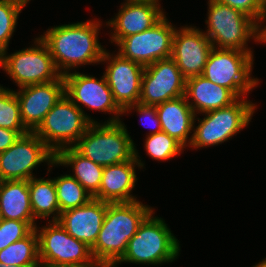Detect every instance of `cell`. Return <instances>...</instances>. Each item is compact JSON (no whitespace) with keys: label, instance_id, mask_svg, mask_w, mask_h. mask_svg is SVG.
Segmentation results:
<instances>
[{"label":"cell","instance_id":"17","mask_svg":"<svg viewBox=\"0 0 266 267\" xmlns=\"http://www.w3.org/2000/svg\"><path fill=\"white\" fill-rule=\"evenodd\" d=\"M15 94L20 104L23 124L29 132H34L65 94L63 76L55 81L20 87L15 90Z\"/></svg>","mask_w":266,"mask_h":267},{"label":"cell","instance_id":"27","mask_svg":"<svg viewBox=\"0 0 266 267\" xmlns=\"http://www.w3.org/2000/svg\"><path fill=\"white\" fill-rule=\"evenodd\" d=\"M60 213L88 203L93 197L70 174L54 177Z\"/></svg>","mask_w":266,"mask_h":267},{"label":"cell","instance_id":"34","mask_svg":"<svg viewBox=\"0 0 266 267\" xmlns=\"http://www.w3.org/2000/svg\"><path fill=\"white\" fill-rule=\"evenodd\" d=\"M19 137L16 131L0 128V152L6 151Z\"/></svg>","mask_w":266,"mask_h":267},{"label":"cell","instance_id":"10","mask_svg":"<svg viewBox=\"0 0 266 267\" xmlns=\"http://www.w3.org/2000/svg\"><path fill=\"white\" fill-rule=\"evenodd\" d=\"M42 163H47L50 172L52 167L57 166L55 153L34 132H28L6 151L0 152V181L36 177L33 170Z\"/></svg>","mask_w":266,"mask_h":267},{"label":"cell","instance_id":"25","mask_svg":"<svg viewBox=\"0 0 266 267\" xmlns=\"http://www.w3.org/2000/svg\"><path fill=\"white\" fill-rule=\"evenodd\" d=\"M28 188L34 218L57 221L60 209L54 178L33 177L28 180Z\"/></svg>","mask_w":266,"mask_h":267},{"label":"cell","instance_id":"40","mask_svg":"<svg viewBox=\"0 0 266 267\" xmlns=\"http://www.w3.org/2000/svg\"><path fill=\"white\" fill-rule=\"evenodd\" d=\"M263 267H266V258H263Z\"/></svg>","mask_w":266,"mask_h":267},{"label":"cell","instance_id":"20","mask_svg":"<svg viewBox=\"0 0 266 267\" xmlns=\"http://www.w3.org/2000/svg\"><path fill=\"white\" fill-rule=\"evenodd\" d=\"M107 202L92 198L88 203L60 213L58 222L66 232L92 247L106 215Z\"/></svg>","mask_w":266,"mask_h":267},{"label":"cell","instance_id":"36","mask_svg":"<svg viewBox=\"0 0 266 267\" xmlns=\"http://www.w3.org/2000/svg\"><path fill=\"white\" fill-rule=\"evenodd\" d=\"M53 267H101L99 264H64Z\"/></svg>","mask_w":266,"mask_h":267},{"label":"cell","instance_id":"22","mask_svg":"<svg viewBox=\"0 0 266 267\" xmlns=\"http://www.w3.org/2000/svg\"><path fill=\"white\" fill-rule=\"evenodd\" d=\"M161 130L175 138L185 148L190 145L195 113L185 96L155 106ZM191 135V136H190Z\"/></svg>","mask_w":266,"mask_h":267},{"label":"cell","instance_id":"30","mask_svg":"<svg viewBox=\"0 0 266 267\" xmlns=\"http://www.w3.org/2000/svg\"><path fill=\"white\" fill-rule=\"evenodd\" d=\"M31 0H0V54L8 50L19 14Z\"/></svg>","mask_w":266,"mask_h":267},{"label":"cell","instance_id":"14","mask_svg":"<svg viewBox=\"0 0 266 267\" xmlns=\"http://www.w3.org/2000/svg\"><path fill=\"white\" fill-rule=\"evenodd\" d=\"M186 78L170 57L145 67L141 80L139 103L156 106L184 96Z\"/></svg>","mask_w":266,"mask_h":267},{"label":"cell","instance_id":"29","mask_svg":"<svg viewBox=\"0 0 266 267\" xmlns=\"http://www.w3.org/2000/svg\"><path fill=\"white\" fill-rule=\"evenodd\" d=\"M144 147L146 155L155 161H168L183 153L186 149L175 138L161 131L155 134H146Z\"/></svg>","mask_w":266,"mask_h":267},{"label":"cell","instance_id":"9","mask_svg":"<svg viewBox=\"0 0 266 267\" xmlns=\"http://www.w3.org/2000/svg\"><path fill=\"white\" fill-rule=\"evenodd\" d=\"M90 125L82 110L64 94L34 133L56 154L73 147Z\"/></svg>","mask_w":266,"mask_h":267},{"label":"cell","instance_id":"21","mask_svg":"<svg viewBox=\"0 0 266 267\" xmlns=\"http://www.w3.org/2000/svg\"><path fill=\"white\" fill-rule=\"evenodd\" d=\"M184 96L195 115L227 107L238 99L229 89L203 75L186 79Z\"/></svg>","mask_w":266,"mask_h":267},{"label":"cell","instance_id":"37","mask_svg":"<svg viewBox=\"0 0 266 267\" xmlns=\"http://www.w3.org/2000/svg\"><path fill=\"white\" fill-rule=\"evenodd\" d=\"M154 0H125L124 3H138V2H148Z\"/></svg>","mask_w":266,"mask_h":267},{"label":"cell","instance_id":"31","mask_svg":"<svg viewBox=\"0 0 266 267\" xmlns=\"http://www.w3.org/2000/svg\"><path fill=\"white\" fill-rule=\"evenodd\" d=\"M34 229L24 221L1 219L0 251L28 236Z\"/></svg>","mask_w":266,"mask_h":267},{"label":"cell","instance_id":"19","mask_svg":"<svg viewBox=\"0 0 266 267\" xmlns=\"http://www.w3.org/2000/svg\"><path fill=\"white\" fill-rule=\"evenodd\" d=\"M135 146V156L124 163L105 166L99 192L93 197L108 203L133 202L138 200L132 191L138 180L136 168H145V162ZM137 166V167H136Z\"/></svg>","mask_w":266,"mask_h":267},{"label":"cell","instance_id":"5","mask_svg":"<svg viewBox=\"0 0 266 267\" xmlns=\"http://www.w3.org/2000/svg\"><path fill=\"white\" fill-rule=\"evenodd\" d=\"M256 106L247 97H242L227 107L203 113L202 119L195 115L193 136L188 147L196 150L217 146L230 140L246 126L248 127L257 109ZM196 121H198L197 126Z\"/></svg>","mask_w":266,"mask_h":267},{"label":"cell","instance_id":"24","mask_svg":"<svg viewBox=\"0 0 266 267\" xmlns=\"http://www.w3.org/2000/svg\"><path fill=\"white\" fill-rule=\"evenodd\" d=\"M57 167L66 166L72 169L74 177L94 197L102 181L104 167L81 155L74 147H66L55 154Z\"/></svg>","mask_w":266,"mask_h":267},{"label":"cell","instance_id":"13","mask_svg":"<svg viewBox=\"0 0 266 267\" xmlns=\"http://www.w3.org/2000/svg\"><path fill=\"white\" fill-rule=\"evenodd\" d=\"M176 28L165 15L152 28L121 39L118 53L144 67L170 58Z\"/></svg>","mask_w":266,"mask_h":267},{"label":"cell","instance_id":"16","mask_svg":"<svg viewBox=\"0 0 266 267\" xmlns=\"http://www.w3.org/2000/svg\"><path fill=\"white\" fill-rule=\"evenodd\" d=\"M213 46L204 31L196 26L176 28L173 36L172 56L177 67L188 79L202 75Z\"/></svg>","mask_w":266,"mask_h":267},{"label":"cell","instance_id":"8","mask_svg":"<svg viewBox=\"0 0 266 267\" xmlns=\"http://www.w3.org/2000/svg\"><path fill=\"white\" fill-rule=\"evenodd\" d=\"M33 46L8 54H0V67L20 88L58 80L62 75L57 70L46 44L36 37Z\"/></svg>","mask_w":266,"mask_h":267},{"label":"cell","instance_id":"2","mask_svg":"<svg viewBox=\"0 0 266 267\" xmlns=\"http://www.w3.org/2000/svg\"><path fill=\"white\" fill-rule=\"evenodd\" d=\"M155 210L141 201L108 203L106 215L95 244L94 260L101 267H113L125 254L129 240L144 219Z\"/></svg>","mask_w":266,"mask_h":267},{"label":"cell","instance_id":"6","mask_svg":"<svg viewBox=\"0 0 266 267\" xmlns=\"http://www.w3.org/2000/svg\"><path fill=\"white\" fill-rule=\"evenodd\" d=\"M205 23L207 30L204 34L214 48L254 52L248 47V42L253 39L259 43V24L239 10L216 0H208Z\"/></svg>","mask_w":266,"mask_h":267},{"label":"cell","instance_id":"33","mask_svg":"<svg viewBox=\"0 0 266 267\" xmlns=\"http://www.w3.org/2000/svg\"><path fill=\"white\" fill-rule=\"evenodd\" d=\"M132 110L136 111V113L138 112V115L140 116V121L143 125H146V127H150L151 129L149 130V133L147 134H155L158 132H161V123L159 121V117L156 111L155 106H151V105H144L141 103H137L135 105H130L127 106L123 109L122 114H130L132 112ZM148 121V123H147ZM147 124H144V123Z\"/></svg>","mask_w":266,"mask_h":267},{"label":"cell","instance_id":"28","mask_svg":"<svg viewBox=\"0 0 266 267\" xmlns=\"http://www.w3.org/2000/svg\"><path fill=\"white\" fill-rule=\"evenodd\" d=\"M0 128L16 131L20 136L28 133L20 111V104L15 90L0 84Z\"/></svg>","mask_w":266,"mask_h":267},{"label":"cell","instance_id":"39","mask_svg":"<svg viewBox=\"0 0 266 267\" xmlns=\"http://www.w3.org/2000/svg\"><path fill=\"white\" fill-rule=\"evenodd\" d=\"M0 267H21V266H11V265L7 266V265L0 262Z\"/></svg>","mask_w":266,"mask_h":267},{"label":"cell","instance_id":"1","mask_svg":"<svg viewBox=\"0 0 266 267\" xmlns=\"http://www.w3.org/2000/svg\"><path fill=\"white\" fill-rule=\"evenodd\" d=\"M102 22L88 19L85 22L56 25L39 35L62 76L77 71L78 66L101 63L106 49L99 43L98 37Z\"/></svg>","mask_w":266,"mask_h":267},{"label":"cell","instance_id":"12","mask_svg":"<svg viewBox=\"0 0 266 267\" xmlns=\"http://www.w3.org/2000/svg\"><path fill=\"white\" fill-rule=\"evenodd\" d=\"M63 79L65 95L82 110L91 123H98V121L93 119L91 115L89 116L83 110V106L89 110H96V112L101 111L104 113L107 112L110 115L112 114L113 116H110L104 123H113L122 120L120 117L123 115V110L114 101L112 91L107 84L104 74L100 79H97L93 75L73 71L65 74Z\"/></svg>","mask_w":266,"mask_h":267},{"label":"cell","instance_id":"23","mask_svg":"<svg viewBox=\"0 0 266 267\" xmlns=\"http://www.w3.org/2000/svg\"><path fill=\"white\" fill-rule=\"evenodd\" d=\"M0 215L2 219L27 222L35 229L28 180L0 181Z\"/></svg>","mask_w":266,"mask_h":267},{"label":"cell","instance_id":"38","mask_svg":"<svg viewBox=\"0 0 266 267\" xmlns=\"http://www.w3.org/2000/svg\"><path fill=\"white\" fill-rule=\"evenodd\" d=\"M252 267H263V259L262 261L258 262L257 264L253 265Z\"/></svg>","mask_w":266,"mask_h":267},{"label":"cell","instance_id":"7","mask_svg":"<svg viewBox=\"0 0 266 267\" xmlns=\"http://www.w3.org/2000/svg\"><path fill=\"white\" fill-rule=\"evenodd\" d=\"M253 56V52L213 47L202 75L229 89L237 98L246 97L258 87L260 80L252 77Z\"/></svg>","mask_w":266,"mask_h":267},{"label":"cell","instance_id":"18","mask_svg":"<svg viewBox=\"0 0 266 267\" xmlns=\"http://www.w3.org/2000/svg\"><path fill=\"white\" fill-rule=\"evenodd\" d=\"M161 0L138 3H121L114 18L105 22L110 30V41L116 44L127 36L144 32L152 28L165 15Z\"/></svg>","mask_w":266,"mask_h":267},{"label":"cell","instance_id":"32","mask_svg":"<svg viewBox=\"0 0 266 267\" xmlns=\"http://www.w3.org/2000/svg\"><path fill=\"white\" fill-rule=\"evenodd\" d=\"M253 18L258 24L266 21V5L261 0H216Z\"/></svg>","mask_w":266,"mask_h":267},{"label":"cell","instance_id":"15","mask_svg":"<svg viewBox=\"0 0 266 267\" xmlns=\"http://www.w3.org/2000/svg\"><path fill=\"white\" fill-rule=\"evenodd\" d=\"M104 62V63H103ZM101 63H106L104 76L114 101L123 110L139 103L141 80L145 67L105 49Z\"/></svg>","mask_w":266,"mask_h":267},{"label":"cell","instance_id":"26","mask_svg":"<svg viewBox=\"0 0 266 267\" xmlns=\"http://www.w3.org/2000/svg\"><path fill=\"white\" fill-rule=\"evenodd\" d=\"M0 262L7 266L41 267L37 231L34 229L25 238L1 250Z\"/></svg>","mask_w":266,"mask_h":267},{"label":"cell","instance_id":"35","mask_svg":"<svg viewBox=\"0 0 266 267\" xmlns=\"http://www.w3.org/2000/svg\"><path fill=\"white\" fill-rule=\"evenodd\" d=\"M265 23H260L259 24V43H264L266 44V26L264 25Z\"/></svg>","mask_w":266,"mask_h":267},{"label":"cell","instance_id":"4","mask_svg":"<svg viewBox=\"0 0 266 267\" xmlns=\"http://www.w3.org/2000/svg\"><path fill=\"white\" fill-rule=\"evenodd\" d=\"M135 143L123 121L91 123L73 146L81 155L103 167L130 161Z\"/></svg>","mask_w":266,"mask_h":267},{"label":"cell","instance_id":"3","mask_svg":"<svg viewBox=\"0 0 266 267\" xmlns=\"http://www.w3.org/2000/svg\"><path fill=\"white\" fill-rule=\"evenodd\" d=\"M153 210L140 224L136 234L129 240L123 257L113 266L121 263L161 266L174 262L180 255V242L168 224Z\"/></svg>","mask_w":266,"mask_h":267},{"label":"cell","instance_id":"11","mask_svg":"<svg viewBox=\"0 0 266 267\" xmlns=\"http://www.w3.org/2000/svg\"><path fill=\"white\" fill-rule=\"evenodd\" d=\"M35 227L38 234L39 261L41 267L64 264H98L91 247L70 236L58 221Z\"/></svg>","mask_w":266,"mask_h":267}]
</instances>
